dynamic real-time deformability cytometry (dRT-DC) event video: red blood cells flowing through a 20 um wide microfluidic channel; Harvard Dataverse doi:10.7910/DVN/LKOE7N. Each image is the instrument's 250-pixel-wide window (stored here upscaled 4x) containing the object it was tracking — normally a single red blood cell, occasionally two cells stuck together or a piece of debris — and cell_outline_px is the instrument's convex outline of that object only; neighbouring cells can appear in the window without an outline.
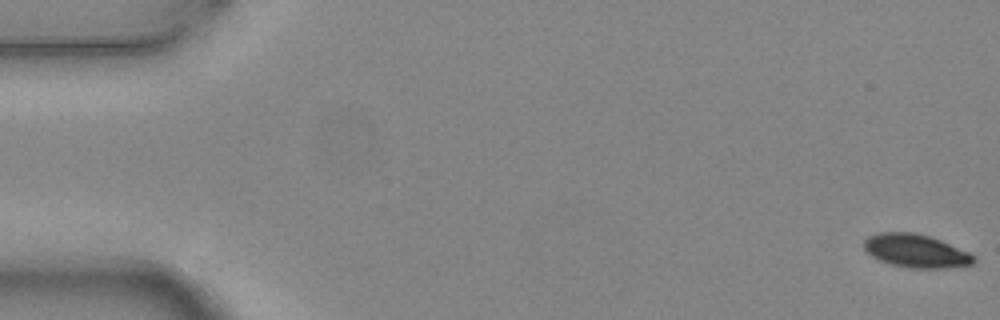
{"species": "common noctule bat (a hibernating species)", "species_latin": "Nyctalus noctula", "temperature_condition": "warm", "stored_images_in_passage": 8, "camera_frame_rate_fps": 3000, "um_per_image_px": 0.085, "animal": {"sex": "female", "body_mass_g": 24.6, "forearm_length_mm": 56.2}, "frame": {"image": 1, "passage_image": 1, "time_ms": 0.0, "image_size_px": [1000, 320], "cell_outline_px": [[976, 260], [972, 264], [948, 268], [908, 268], [892, 264], [880, 260], [872, 256], [864, 248], [864, 240], [868, 236], [880, 232], [912, 232], [932, 236], [968, 252], [976, 256]], "centroid_in_image_um": [77.87, 21.32], "position_along_channel_um": 7.1, "area_um2": 21.33}}
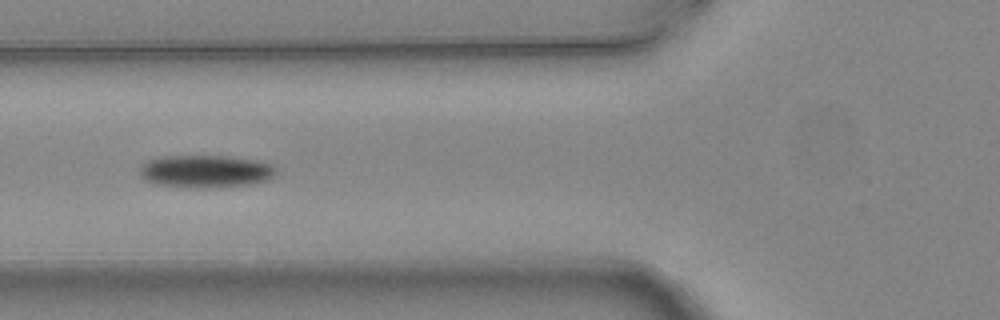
{"frame": {"image": 2, "passage_image": 5, "time_ms": 1.333, "image_size_px": [1000, 320], "cell_outline_px": [[276, 176], [268, 180], [252, 184], [208, 188], [196, 188], [156, 184], [140, 176], [140, 164], [148, 160], [164, 156], [232, 156], [260, 160], [272, 164], [276, 168]], "centroid_in_image_um": [17.53, 14.55], "position_along_channel_um": 108.3, "area_um2": 26.24}}
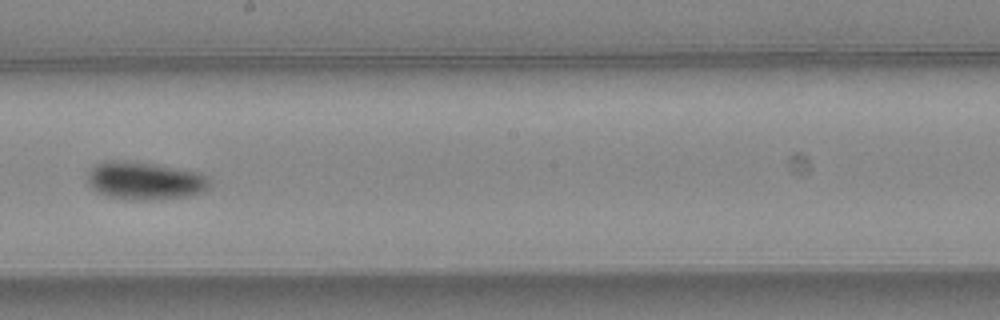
{"frame": {"image": 3, "passage_image": 8, "time_ms": 2.333, "image_size_px": [1000, 320], "cell_outline_px": [[212, 184], [204, 192], [188, 196], [160, 200], [124, 200], [104, 196], [96, 192], [88, 184], [88, 172], [96, 164], [108, 160], [116, 160], [156, 164], [200, 172], [208, 176]], "centroid_in_image_um": [12.34, 15.39], "position_along_channel_um": 235.9, "area_um2": 27.57}}